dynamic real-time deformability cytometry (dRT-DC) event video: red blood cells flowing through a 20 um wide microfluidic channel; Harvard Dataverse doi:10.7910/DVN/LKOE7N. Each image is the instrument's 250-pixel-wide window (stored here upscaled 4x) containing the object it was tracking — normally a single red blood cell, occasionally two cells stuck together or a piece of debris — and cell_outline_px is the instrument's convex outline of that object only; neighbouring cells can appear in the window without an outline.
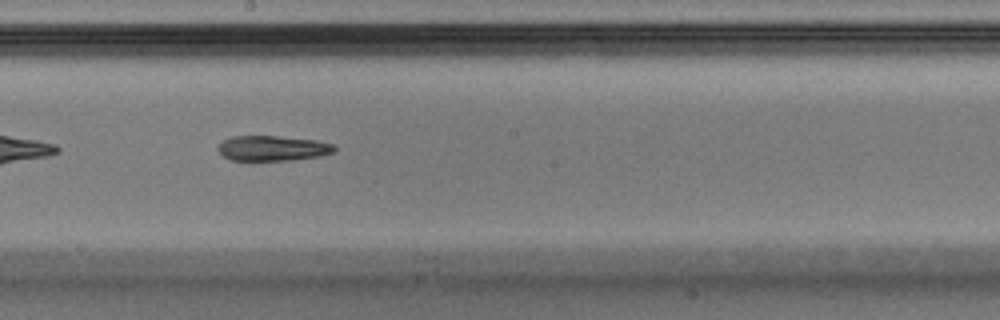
{"species": "Egyptian fruit bat (a non-hibernating species)", "species_latin": "Rousettus aegyptiacus", "temperature_condition": "warm", "stored_images_in_passage": 29, "camera_frame_rate_fps": 3000, "um_per_image_px": 0.085, "animal": {"sex": "male"}, "frame": {"image": 1, "passage_image": 13, "time_ms": 4.0, "image_size_px": [1000, 320], "cell_outline_px": [[336, 152], [320, 156], [292, 160], [228, 160], [216, 148], [224, 140], [232, 136], [280, 136], [316, 140], [332, 144], [336, 148]], "centroid_in_image_um": [23.19, 12.6], "position_along_channel_um": 225.0, "area_um2": 17.11}}